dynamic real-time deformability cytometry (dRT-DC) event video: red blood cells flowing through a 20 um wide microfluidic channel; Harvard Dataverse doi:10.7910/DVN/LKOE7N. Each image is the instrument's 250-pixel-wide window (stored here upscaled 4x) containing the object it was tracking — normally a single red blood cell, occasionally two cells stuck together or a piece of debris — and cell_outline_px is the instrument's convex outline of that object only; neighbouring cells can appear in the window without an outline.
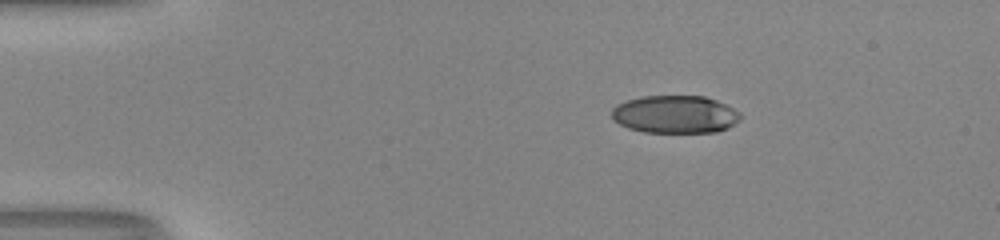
{"species": "human", "species_latin": "Homo sapiens", "temperature_condition": "room temperature", "stored_images_in_passage": 44, "camera_frame_rate_fps": 3000, "um_per_image_px": 0.085, "donor": {"sex": "male"}, "frame": {"image": 1, "passage_image": 1, "time_ms": 0.0, "image_size_px": [1000, 240], "cell_outline_px": [[740, 120], [728, 128], [716, 132], [644, 132], [628, 128], [620, 124], [612, 116], [612, 108], [616, 104], [628, 100], [644, 96], [704, 96], [716, 100], [740, 112]], "centroid_in_image_um": [57.39, 9.72], "position_along_channel_um": 27.6, "area_um2": 28.21}}
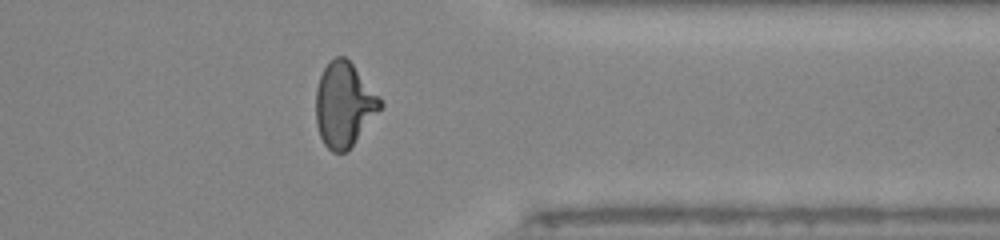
{"frame": {"image": 2, "passage_image": 34, "time_ms": 11.0, "image_size_px": [1000, 240], "cell_outline_px": [[384, 104], [348, 152], [332, 152], [324, 144], [320, 136], [316, 124], [316, 88], [320, 76], [328, 60], [336, 56], [344, 56], [352, 64], [380, 96]], "centroid_in_image_um": [29.24, 8.9], "position_along_channel_um": 382.2, "area_um2": 31.79}}
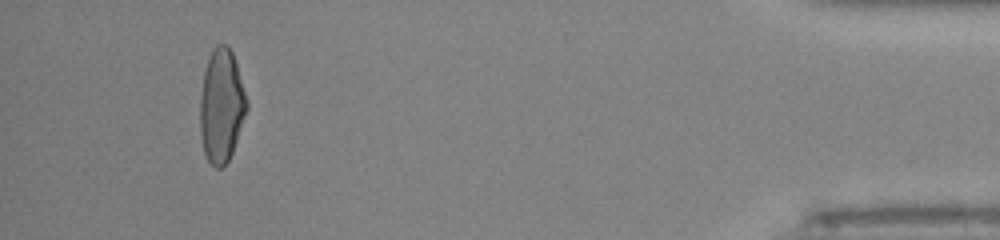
{"frame": {"image": 3, "passage_image": 41, "time_ms": 13.333, "image_size_px": [1000, 240], "cell_outline_px": [[248, 108], [232, 152], [228, 160], [220, 168], [216, 168], [208, 160], [204, 152], [200, 136], [200, 96], [204, 72], [212, 48], [216, 44], [228, 44], [232, 52], [248, 100]], "centroid_in_image_um": [18.82, 8.97], "position_along_channel_um": 416.4, "area_um2": 30.81}, "authors_computed_cell_mechanics": {"area_um2": 31.3276, "velocity_mm_per_s": 4.0277, "shape_relaxation_time_tau1_ms": null, "shape_relaxation_time_tau2_ms": 1.2031, "deformation_change_tau1": null, "deformation_change_tau2": 0.0718}}